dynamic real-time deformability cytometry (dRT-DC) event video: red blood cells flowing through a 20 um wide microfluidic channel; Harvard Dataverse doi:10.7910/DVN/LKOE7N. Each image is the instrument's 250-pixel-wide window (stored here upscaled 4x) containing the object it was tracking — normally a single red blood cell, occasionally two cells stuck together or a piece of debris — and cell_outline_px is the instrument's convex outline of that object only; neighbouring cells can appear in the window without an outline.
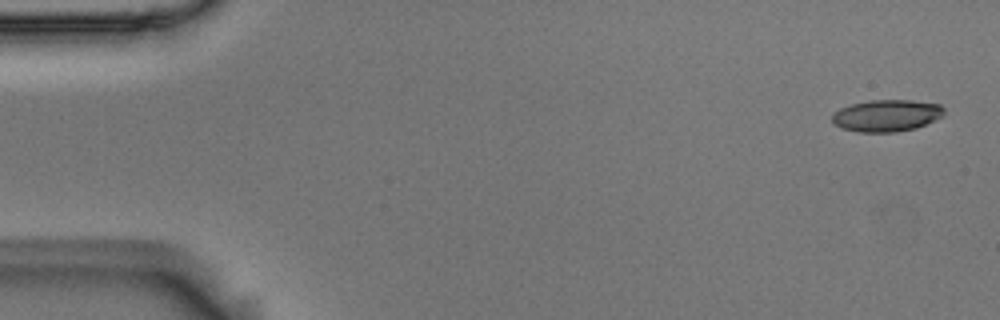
{"species": "Egyptian fruit bat (a non-hibernating species)", "species_latin": "Rousettus aegyptiacus", "temperature_condition": "room temperature", "stored_images_in_passage": 5, "camera_frame_rate_fps": 3000, "um_per_image_px": 0.085, "animal": {"sex": "male"}, "frame": {"image": 1, "passage_image": 1, "time_ms": 0.0, "image_size_px": [1000, 320], "cell_outline_px": [[944, 116], [916, 128], [896, 132], [860, 132], [840, 128], [832, 120], [832, 116], [840, 108], [852, 104], [872, 100], [912, 100], [940, 104], [944, 108]], "centroid_in_image_um": [75.4, 9.82], "position_along_channel_um": 9.6, "area_um2": 20.75}}
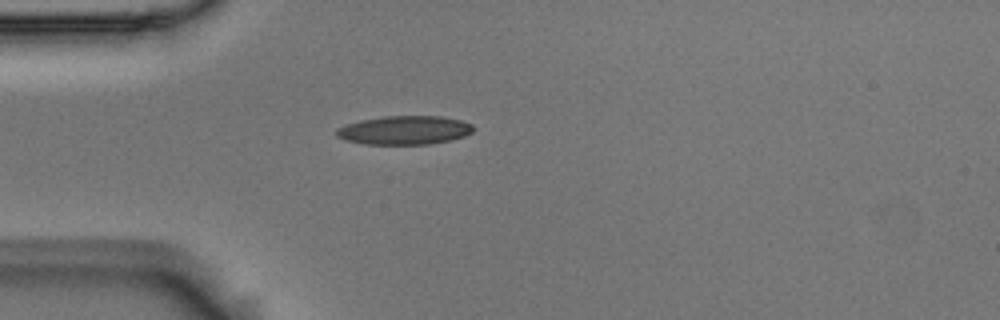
{"frame": {"image": 2, "passage_image": 4, "time_ms": 1.0, "image_size_px": [1000, 320], "cell_outline_px": [[472, 132], [464, 136], [452, 140], [428, 144], [364, 144], [344, 140], [336, 136], [336, 128], [360, 120], [384, 116], [440, 116], [460, 120], [472, 124]], "centroid_in_image_um": [34.36, 11.07], "position_along_channel_um": 50.6, "area_um2": 22.89}}